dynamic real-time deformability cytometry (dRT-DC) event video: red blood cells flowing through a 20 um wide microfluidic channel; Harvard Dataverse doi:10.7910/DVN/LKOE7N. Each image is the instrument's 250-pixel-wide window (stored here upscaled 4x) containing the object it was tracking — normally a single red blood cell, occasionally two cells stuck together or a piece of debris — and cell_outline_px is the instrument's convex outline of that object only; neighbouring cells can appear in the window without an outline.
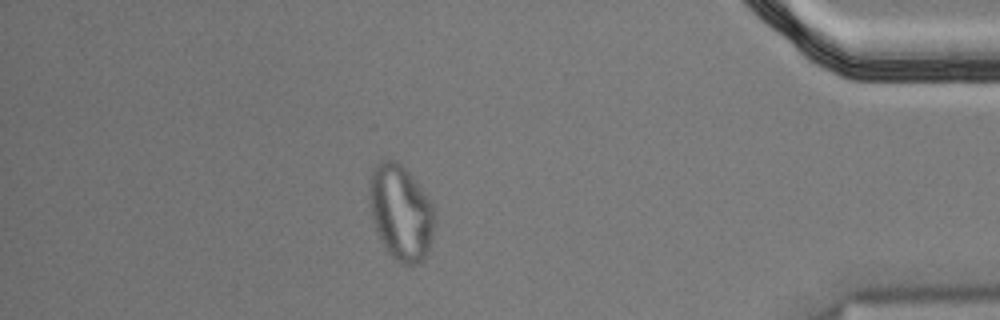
{"species": "Egyptian fruit bat (a non-hibernating species)", "species_latin": "Rousettus aegyptiacus", "temperature_condition": "cold", "stored_images_in_passage": 57, "segment_of_instrument_passage": [2, 2], "camera_frame_rate_fps": 3000, "um_per_image_px": 0.085, "animal": {"sex": "male"}, "frame": {"image": 1, "passage_image": 50, "time_ms": 16.333, "image_size_px": [1000, 320], "cell_outline_px": [[436, 220], [428, 252], [416, 264], [404, 264], [396, 260], [388, 252], [372, 220], [368, 196], [368, 188], [372, 168], [380, 160], [396, 160], [412, 176], [424, 192], [432, 204]], "centroid_in_image_um": [34.05, 18.02], "position_along_channel_um": 401.1, "area_um2": 36.07}}